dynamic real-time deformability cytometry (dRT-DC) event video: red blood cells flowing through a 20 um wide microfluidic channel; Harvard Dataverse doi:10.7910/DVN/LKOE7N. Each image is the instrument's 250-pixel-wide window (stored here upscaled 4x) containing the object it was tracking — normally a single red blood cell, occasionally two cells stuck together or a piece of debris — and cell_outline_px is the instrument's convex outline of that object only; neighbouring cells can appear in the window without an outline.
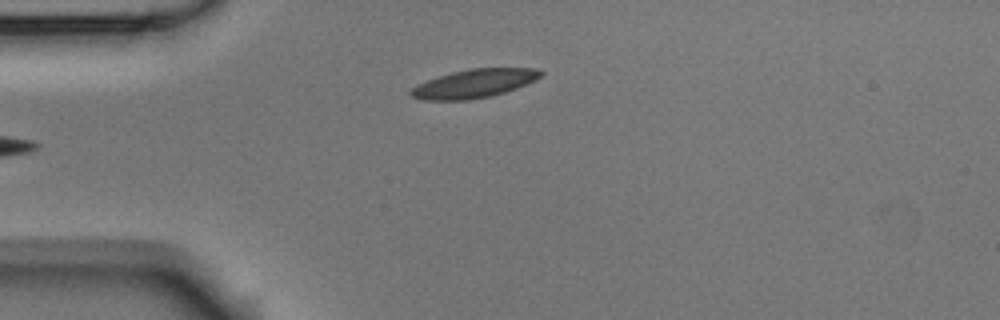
{"species": "Egyptian fruit bat (a non-hibernating species)", "species_latin": "Rousettus aegyptiacus", "temperature_condition": "room temperature", "stored_images_in_passage": 4, "camera_frame_rate_fps": 3000, "um_per_image_px": 0.085, "animal": {"sex": "male"}, "frame": {"image": 1, "passage_image": 4, "time_ms": 1.0, "image_size_px": [1000, 320], "cell_outline_px": [[544, 72], [536, 80], [516, 88], [504, 92], [488, 96], [468, 100], [424, 100], [408, 96], [408, 92], [416, 84], [452, 72], [468, 68], [536, 68]], "centroid_in_image_um": [40.27, 7.1], "position_along_channel_um": 44.7, "area_um2": 21.56}}